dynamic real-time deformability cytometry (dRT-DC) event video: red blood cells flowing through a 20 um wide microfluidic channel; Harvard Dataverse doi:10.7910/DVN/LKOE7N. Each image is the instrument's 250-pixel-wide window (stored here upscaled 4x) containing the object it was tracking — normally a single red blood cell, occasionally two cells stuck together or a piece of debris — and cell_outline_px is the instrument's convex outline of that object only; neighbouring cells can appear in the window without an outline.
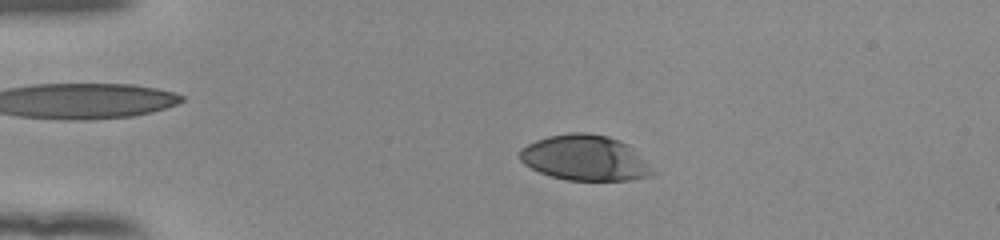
{"species": "human", "species_latin": "Homo sapiens", "temperature_condition": "room temperature", "stored_images_in_passage": 53, "camera_frame_rate_fps": 3000, "um_per_image_px": 0.085, "donor": {"sex": "female"}, "frame": {"image": 1, "passage_image": 12, "time_ms": 3.667, "image_size_px": [1000, 240], "cell_outline_px": [[656, 172], [652, 176], [628, 180], [568, 180], [552, 176], [540, 172], [524, 164], [520, 160], [520, 148], [536, 140], [548, 136], [568, 132], [588, 132], [608, 136], [628, 144]], "centroid_in_image_um": [49.72, 13.41], "position_along_channel_um": 35.3, "area_um2": 35.08}}
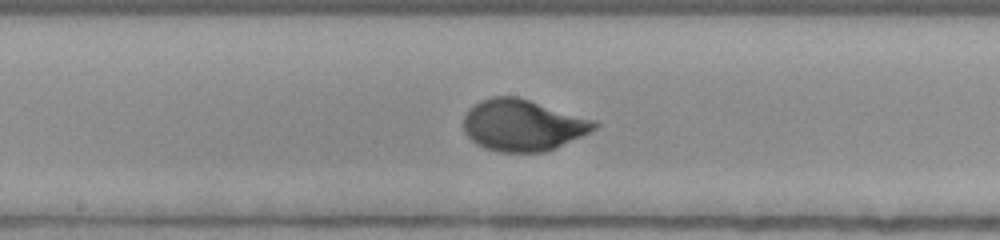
{"frame": {"image": 2, "passage_image": 29, "time_ms": 9.333, "image_size_px": [1000, 240], "cell_outline_px": [[600, 124], [592, 132], [556, 148], [544, 152], [500, 152], [484, 148], [476, 144], [464, 132], [464, 116], [480, 100], [492, 96], [516, 96], [596, 120]], "centroid_in_image_um": [44.47, 10.65], "position_along_channel_um": 203.7, "area_um2": 39.3}}
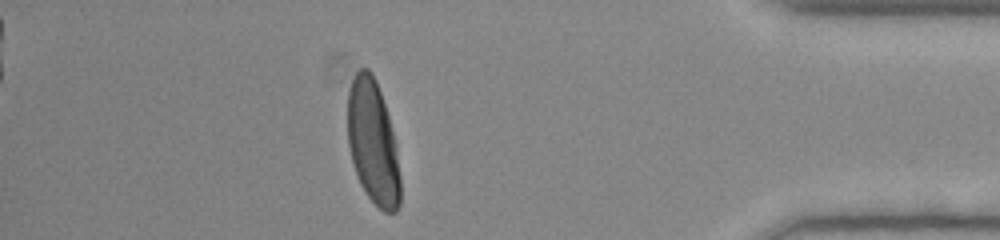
{"frame": {"image": 3, "passage_image": 47, "time_ms": 15.333, "image_size_px": [1000, 240], "cell_outline_px": [[400, 204], [396, 212], [384, 212], [368, 196], [360, 184], [352, 160], [348, 144], [348, 92], [352, 80], [356, 72], [360, 68], [368, 68], [372, 72], [376, 80], [388, 116], [396, 144], [400, 176]], "centroid_in_image_um": [31.7, 12.1], "position_along_channel_um": 403.5, "area_um2": 37.8}, "authors_computed_cell_mechanics": {"area_um2": 37.6856, "velocity_mm_per_s": 3.9267, "shape_relaxation_time_tau1_ms": 2.742, "shape_relaxation_time_tau2_ms": null, "deformation_change_tau1": 0.1809, "deformation_change_tau2": null}}